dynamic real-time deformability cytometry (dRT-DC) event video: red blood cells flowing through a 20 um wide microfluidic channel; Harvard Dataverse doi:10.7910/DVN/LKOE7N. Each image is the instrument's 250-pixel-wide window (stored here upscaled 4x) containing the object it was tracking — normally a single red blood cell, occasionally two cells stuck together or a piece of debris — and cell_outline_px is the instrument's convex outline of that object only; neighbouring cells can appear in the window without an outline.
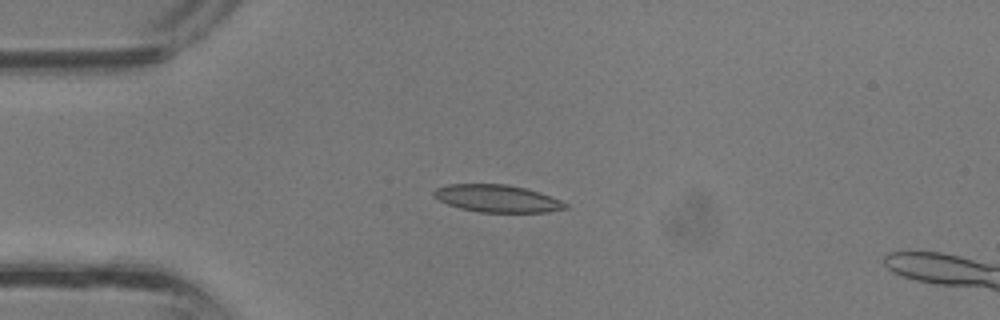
{"species": "common noctule bat (a hibernating species)", "species_latin": "Nyctalus noctula", "temperature_condition": "room temperature", "stored_images_in_passage": 23, "camera_frame_rate_fps": 3000, "um_per_image_px": 0.085, "animal": {"sex": "male", "body_mass_g": 13.3}, "frame": {"image": 1, "passage_image": 2, "time_ms": 0.333, "image_size_px": [1000, 320], "cell_outline_px": [[568, 208], [548, 212], [476, 212], [460, 208], [448, 204], [432, 196], [432, 192], [436, 188], [448, 184], [504, 184], [524, 188], [540, 192], [560, 200], [568, 204]], "centroid_in_image_um": [42.25, 16.87], "position_along_channel_um": 42.8, "area_um2": 20.98}}
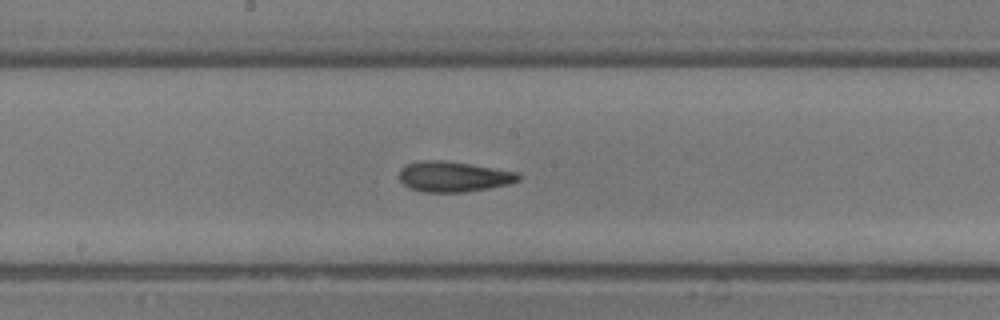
{"frame": {"image": 2, "passage_image": 12, "time_ms": 3.667, "image_size_px": [1000, 320], "cell_outline_px": [[520, 180], [508, 184], [488, 188], [464, 192], [424, 192], [408, 188], [400, 180], [400, 168], [404, 164], [420, 160], [440, 160], [468, 164], [520, 172]], "centroid_in_image_um": [38.52, 15.01], "position_along_channel_um": 209.7, "area_um2": 21.15}}
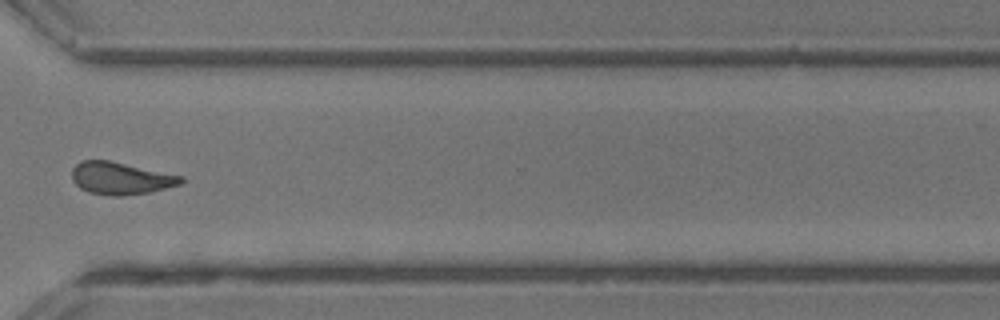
{"frame": {"image": 3, "passage_image": 20, "time_ms": 6.333, "image_size_px": [1000, 320], "cell_outline_px": [[184, 180], [180, 184], [148, 192], [120, 196], [112, 196], [88, 192], [80, 188], [72, 180], [72, 168], [80, 160], [108, 160], [184, 176]], "centroid_in_image_um": [10.23, 15.15], "position_along_channel_um": 360.4, "area_um2": 20.46}}